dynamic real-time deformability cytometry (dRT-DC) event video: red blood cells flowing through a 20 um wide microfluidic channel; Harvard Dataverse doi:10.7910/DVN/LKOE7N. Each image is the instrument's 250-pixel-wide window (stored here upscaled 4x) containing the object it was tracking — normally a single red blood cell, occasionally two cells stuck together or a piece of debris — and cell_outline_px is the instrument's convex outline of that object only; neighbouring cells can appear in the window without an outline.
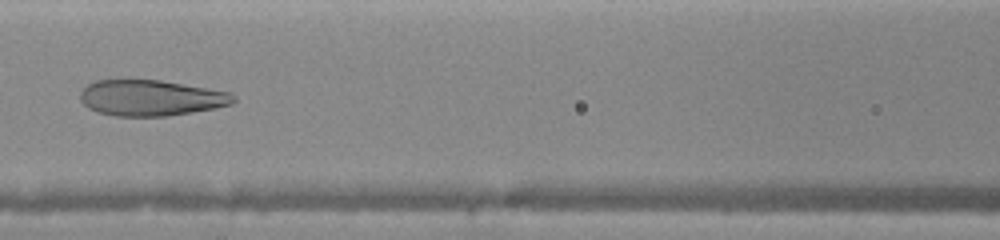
{"species": "human", "species_latin": "Homo sapiens", "temperature_condition": "warm", "stored_images_in_passage": 48, "camera_frame_rate_fps": 3000, "um_per_image_px": 0.085, "donor": {"sex": "female"}, "frame": {"image": 1, "passage_image": 12, "time_ms": 2.0, "image_size_px": [1000, 240], "cell_outline_px": [[236, 100], [232, 104], [216, 108], [168, 116], [116, 116], [100, 112], [88, 108], [80, 100], [80, 92], [88, 84], [96, 80], [124, 76], [160, 80], [232, 92], [236, 96]], "centroid_in_image_um": [12.81, 8.27], "position_along_channel_um": 153.8, "area_um2": 33.0}}
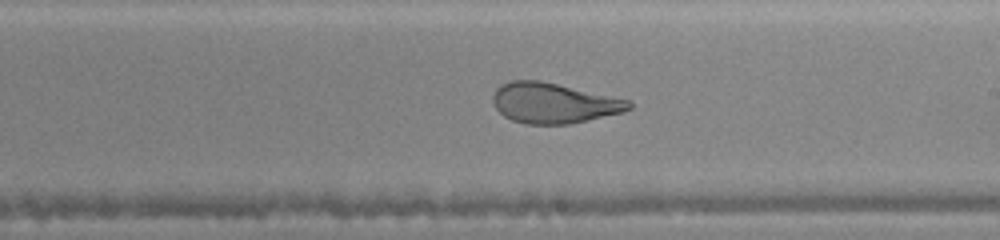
{"frame": {"image": 2, "passage_image": 22, "time_ms": 4.0, "image_size_px": [1000, 240], "cell_outline_px": [[632, 108], [624, 112], [568, 124], [524, 124], [512, 120], [504, 116], [496, 108], [492, 100], [492, 96], [496, 88], [500, 84], [512, 80], [540, 80], [632, 100]], "centroid_in_image_um": [47.07, 8.75], "position_along_channel_um": 241.9, "area_um2": 32.14}}
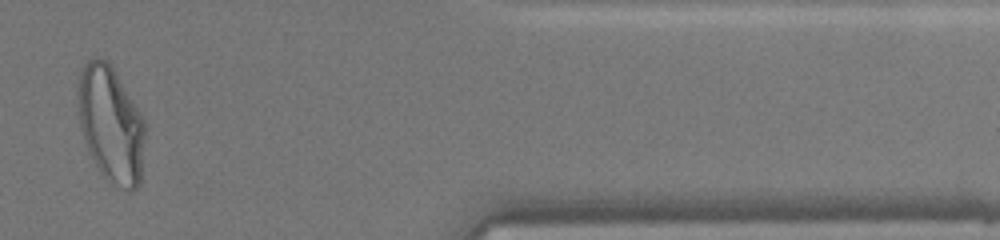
{"frame": {"image": 3, "passage_image": 42, "time_ms": 8.333, "image_size_px": [1000, 240], "cell_outline_px": [[144, 136], [140, 184], [132, 192], [128, 192], [112, 188], [100, 172], [88, 152], [84, 140], [80, 124], [76, 104], [76, 88], [80, 72], [84, 64], [92, 56], [96, 56], [108, 60], [116, 72], [140, 112], [144, 120]], "centroid_in_image_um": [9.38, 10.58], "position_along_channel_um": 402.0, "area_um2": 46.47}}